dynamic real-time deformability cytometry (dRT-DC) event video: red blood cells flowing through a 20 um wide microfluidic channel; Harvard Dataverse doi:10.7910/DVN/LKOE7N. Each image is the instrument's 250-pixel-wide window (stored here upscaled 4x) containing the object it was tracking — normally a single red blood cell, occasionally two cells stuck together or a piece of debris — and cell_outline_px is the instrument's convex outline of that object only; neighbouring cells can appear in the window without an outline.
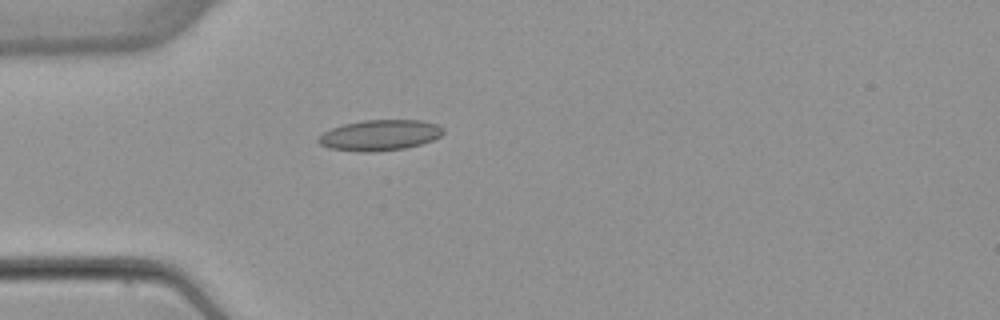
{"species": "common noctule bat (a hibernating species)", "species_latin": "Nyctalus noctula", "temperature_condition": "warm", "stored_images_in_passage": 4, "camera_frame_rate_fps": 3000, "um_per_image_px": 0.085, "animal": {"sex": "female", "body_mass_g": 22.7, "forearm_length_mm": 54.2}, "frame": {"image": 1, "passage_image": 4, "time_ms": 4.667, "image_size_px": [1000, 320], "cell_outline_px": [[444, 132], [440, 136], [432, 140], [420, 144], [404, 148], [372, 152], [360, 152], [328, 148], [320, 144], [316, 140], [324, 132], [332, 128], [344, 124], [364, 120], [420, 120], [436, 124], [444, 128]], "centroid_in_image_um": [32.28, 11.49], "position_along_channel_um": 52.7, "area_um2": 22.25}}